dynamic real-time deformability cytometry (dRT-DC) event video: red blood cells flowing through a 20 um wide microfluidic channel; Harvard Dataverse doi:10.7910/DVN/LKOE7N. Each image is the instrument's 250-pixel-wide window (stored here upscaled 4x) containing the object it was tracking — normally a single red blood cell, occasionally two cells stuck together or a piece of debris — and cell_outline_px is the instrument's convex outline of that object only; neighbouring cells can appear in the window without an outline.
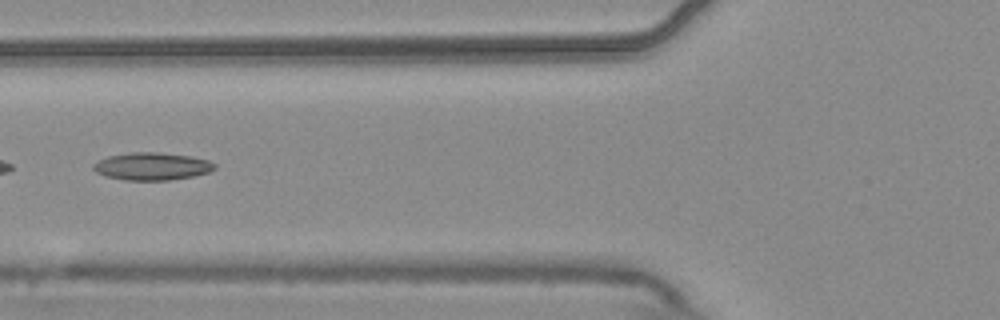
{"species": "common noctule bat (a hibernating species)", "species_latin": "Nyctalus noctula", "temperature_condition": "warm", "stored_images_in_passage": 4, "camera_frame_rate_fps": 3000, "um_per_image_px": 0.085, "animal": {"sex": "male", "body_mass_g": 20.4}, "frame": {"image": 1, "passage_image": 4, "time_ms": 1.0, "image_size_px": [1000, 320], "cell_outline_px": [[216, 168], [208, 172], [192, 176], [168, 180], [124, 180], [108, 176], [96, 172], [92, 168], [92, 164], [108, 156], [132, 152], [160, 152], [192, 156], [208, 160], [216, 164]], "centroid_in_image_um": [12.93, 14.13], "position_along_channel_um": 112.9, "area_um2": 19.42}}